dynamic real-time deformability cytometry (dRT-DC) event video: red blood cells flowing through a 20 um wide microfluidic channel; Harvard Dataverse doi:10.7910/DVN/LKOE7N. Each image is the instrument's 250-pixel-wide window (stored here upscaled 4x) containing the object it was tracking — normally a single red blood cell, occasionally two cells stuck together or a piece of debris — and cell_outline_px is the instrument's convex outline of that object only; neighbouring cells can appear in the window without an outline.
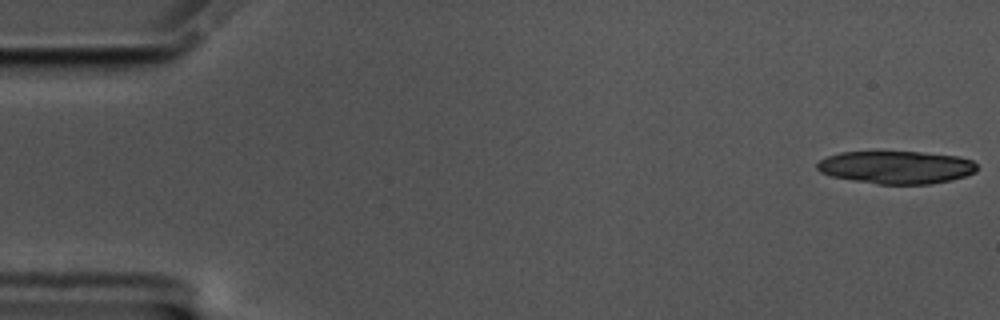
{"species": "common noctule bat (a hibernating species)", "species_latin": "Nyctalus noctula", "temperature_condition": "cold", "stored_images_in_passage": 39, "camera_frame_rate_fps": 3000, "um_per_image_px": 0.085, "animal": {"sex": "male", "body_mass_g": 17.5, "forearm_length_mm": 52.3}, "frame": {"image": 1, "passage_image": 1, "time_ms": 0.0, "image_size_px": [1000, 320], "cell_outline_px": [[976, 172], [968, 176], [952, 180], [932, 184], [876, 184], [852, 180], [832, 176], [820, 172], [816, 168], [816, 164], [820, 160], [828, 156], [840, 152], [920, 152], [956, 156], [972, 160], [976, 164]], "centroid_in_image_um": [76.2, 14.23], "position_along_channel_um": 8.8, "area_um2": 30.63}}
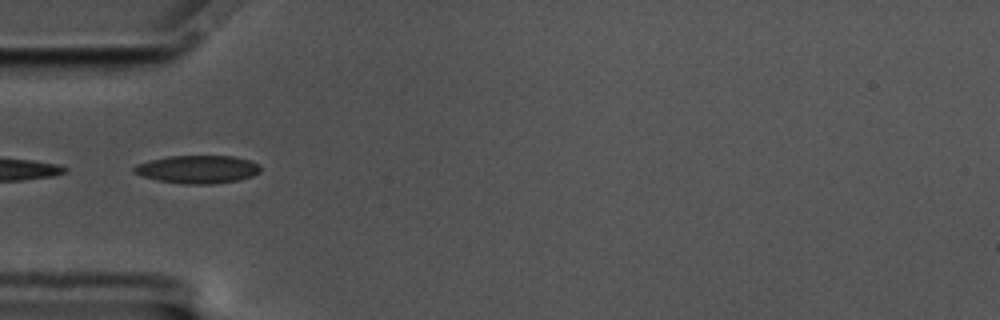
{"frame": {"image": 2, "passage_image": 18, "time_ms": 5.667, "image_size_px": [1000, 320], "cell_outline_px": [[260, 172], [252, 176], [240, 180], [212, 184], [184, 184], [156, 180], [132, 172], [132, 168], [136, 164], [148, 160], [168, 156], [232, 156], [248, 160], [256, 164], [260, 168]], "centroid_in_image_um": [16.75, 14.4], "position_along_channel_um": 68.2, "area_um2": 20.63}}